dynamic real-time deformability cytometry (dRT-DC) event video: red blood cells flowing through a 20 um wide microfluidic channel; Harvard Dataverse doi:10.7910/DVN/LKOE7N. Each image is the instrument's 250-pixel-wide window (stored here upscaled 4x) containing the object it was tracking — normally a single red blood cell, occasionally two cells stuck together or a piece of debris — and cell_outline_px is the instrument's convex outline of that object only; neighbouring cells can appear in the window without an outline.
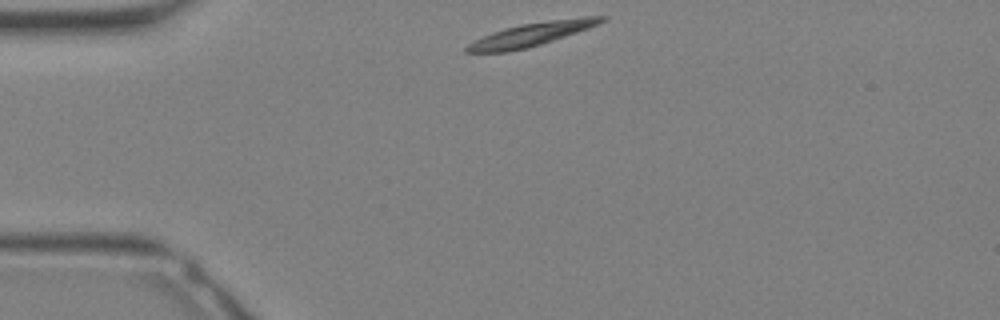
{"species": "Egyptian fruit bat (a non-hibernating species)", "species_latin": "Rousettus aegyptiacus", "temperature_condition": "warm", "stored_images_in_passage": 26, "camera_frame_rate_fps": 3000, "um_per_image_px": 0.085, "animal": {"sex": "female"}, "frame": {"image": 1, "passage_image": 1, "time_ms": 0.0, "image_size_px": [1000, 320], "cell_outline_px": [[608, 16], [600, 24], [528, 48], [508, 52], [464, 52], [464, 48], [468, 44], [492, 32], [520, 24], [548, 20], [584, 16]], "centroid_in_image_um": [45.17, 2.91], "position_along_channel_um": 39.8, "area_um2": 18.15}}
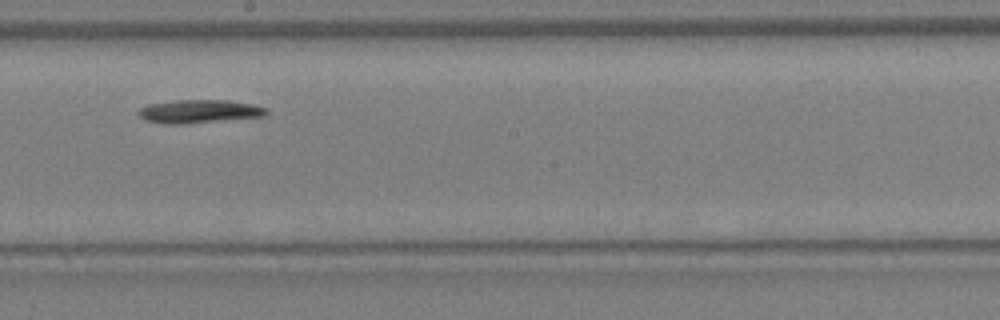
{"frame": {"image": 2, "passage_image": 12, "time_ms": 3.667, "image_size_px": [1000, 320], "cell_outline_px": [[268, 112], [264, 116], [176, 124], [164, 124], [144, 120], [140, 116], [140, 108], [148, 104], [176, 100], [224, 100], [252, 104], [268, 108]], "centroid_in_image_um": [16.92, 9.46], "position_along_channel_um": 231.3, "area_um2": 17.05}}
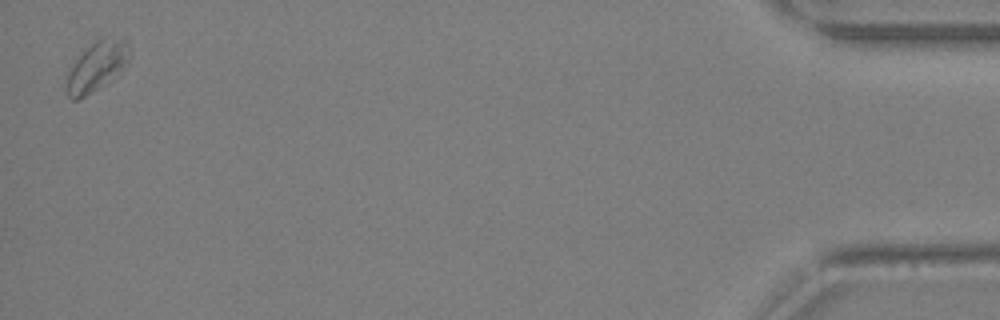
{"frame": {"image": 3, "passage_image": 26, "time_ms": 8.333, "image_size_px": [1000, 320], "cell_outline_px": [[128, 60], [96, 88], [80, 100], [72, 100], [68, 96], [68, 72], [76, 60], [96, 40], [104, 36], [128, 36]], "centroid_in_image_um": [8.23, 5.55], "position_along_channel_um": 427.0, "area_um2": 17.11}}